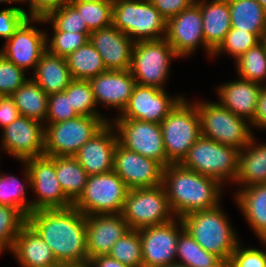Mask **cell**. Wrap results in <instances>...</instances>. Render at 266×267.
Returning a JSON list of instances; mask_svg holds the SVG:
<instances>
[{"label": "cell", "mask_w": 266, "mask_h": 267, "mask_svg": "<svg viewBox=\"0 0 266 267\" xmlns=\"http://www.w3.org/2000/svg\"><path fill=\"white\" fill-rule=\"evenodd\" d=\"M27 223L51 248L59 264L89 262L86 216L74 206L34 211Z\"/></svg>", "instance_id": "obj_1"}, {"label": "cell", "mask_w": 266, "mask_h": 267, "mask_svg": "<svg viewBox=\"0 0 266 267\" xmlns=\"http://www.w3.org/2000/svg\"><path fill=\"white\" fill-rule=\"evenodd\" d=\"M162 185L175 217L217 207L224 185L217 179L186 169L180 164L164 167Z\"/></svg>", "instance_id": "obj_2"}, {"label": "cell", "mask_w": 266, "mask_h": 267, "mask_svg": "<svg viewBox=\"0 0 266 267\" xmlns=\"http://www.w3.org/2000/svg\"><path fill=\"white\" fill-rule=\"evenodd\" d=\"M220 204L181 217L184 229L206 251L229 263L232 253L240 243L238 236Z\"/></svg>", "instance_id": "obj_3"}, {"label": "cell", "mask_w": 266, "mask_h": 267, "mask_svg": "<svg viewBox=\"0 0 266 267\" xmlns=\"http://www.w3.org/2000/svg\"><path fill=\"white\" fill-rule=\"evenodd\" d=\"M112 24L135 43L165 38L167 20L150 0H114Z\"/></svg>", "instance_id": "obj_4"}, {"label": "cell", "mask_w": 266, "mask_h": 267, "mask_svg": "<svg viewBox=\"0 0 266 267\" xmlns=\"http://www.w3.org/2000/svg\"><path fill=\"white\" fill-rule=\"evenodd\" d=\"M240 150L200 136L179 163L182 167L217 179L233 182L238 172Z\"/></svg>", "instance_id": "obj_5"}, {"label": "cell", "mask_w": 266, "mask_h": 267, "mask_svg": "<svg viewBox=\"0 0 266 267\" xmlns=\"http://www.w3.org/2000/svg\"><path fill=\"white\" fill-rule=\"evenodd\" d=\"M194 104L200 119L201 136L240 151L254 136L248 120L236 116L219 102L200 101Z\"/></svg>", "instance_id": "obj_6"}, {"label": "cell", "mask_w": 266, "mask_h": 267, "mask_svg": "<svg viewBox=\"0 0 266 267\" xmlns=\"http://www.w3.org/2000/svg\"><path fill=\"white\" fill-rule=\"evenodd\" d=\"M183 98L160 123L165 154L179 164L201 136L200 119L194 102Z\"/></svg>", "instance_id": "obj_7"}, {"label": "cell", "mask_w": 266, "mask_h": 267, "mask_svg": "<svg viewBox=\"0 0 266 267\" xmlns=\"http://www.w3.org/2000/svg\"><path fill=\"white\" fill-rule=\"evenodd\" d=\"M175 58L180 57L165 38L135 42L129 70L137 84L165 89Z\"/></svg>", "instance_id": "obj_8"}, {"label": "cell", "mask_w": 266, "mask_h": 267, "mask_svg": "<svg viewBox=\"0 0 266 267\" xmlns=\"http://www.w3.org/2000/svg\"><path fill=\"white\" fill-rule=\"evenodd\" d=\"M24 164L25 185L36 193L31 201V213L44 209H64L73 202L64 194L56 177L55 157L42 155L21 162Z\"/></svg>", "instance_id": "obj_9"}, {"label": "cell", "mask_w": 266, "mask_h": 267, "mask_svg": "<svg viewBox=\"0 0 266 267\" xmlns=\"http://www.w3.org/2000/svg\"><path fill=\"white\" fill-rule=\"evenodd\" d=\"M109 121L105 116H78L71 120L45 124L44 155L74 156Z\"/></svg>", "instance_id": "obj_10"}, {"label": "cell", "mask_w": 266, "mask_h": 267, "mask_svg": "<svg viewBox=\"0 0 266 267\" xmlns=\"http://www.w3.org/2000/svg\"><path fill=\"white\" fill-rule=\"evenodd\" d=\"M130 229L140 230L175 218L163 185L130 189L121 212Z\"/></svg>", "instance_id": "obj_11"}, {"label": "cell", "mask_w": 266, "mask_h": 267, "mask_svg": "<svg viewBox=\"0 0 266 267\" xmlns=\"http://www.w3.org/2000/svg\"><path fill=\"white\" fill-rule=\"evenodd\" d=\"M129 188L114 172L91 175L80 197L73 206L85 216L95 214H119Z\"/></svg>", "instance_id": "obj_12"}, {"label": "cell", "mask_w": 266, "mask_h": 267, "mask_svg": "<svg viewBox=\"0 0 266 267\" xmlns=\"http://www.w3.org/2000/svg\"><path fill=\"white\" fill-rule=\"evenodd\" d=\"M118 142L125 148L159 162L163 167L172 164L166 157L161 126L136 119H111Z\"/></svg>", "instance_id": "obj_13"}, {"label": "cell", "mask_w": 266, "mask_h": 267, "mask_svg": "<svg viewBox=\"0 0 266 267\" xmlns=\"http://www.w3.org/2000/svg\"><path fill=\"white\" fill-rule=\"evenodd\" d=\"M183 229L181 219L175 217L167 223L138 230L143 267H164L176 263L177 241Z\"/></svg>", "instance_id": "obj_14"}, {"label": "cell", "mask_w": 266, "mask_h": 267, "mask_svg": "<svg viewBox=\"0 0 266 267\" xmlns=\"http://www.w3.org/2000/svg\"><path fill=\"white\" fill-rule=\"evenodd\" d=\"M200 7L194 3L176 16L167 20L165 39L180 58L193 54L202 45L209 57L213 51L206 45L202 31Z\"/></svg>", "instance_id": "obj_15"}, {"label": "cell", "mask_w": 266, "mask_h": 267, "mask_svg": "<svg viewBox=\"0 0 266 267\" xmlns=\"http://www.w3.org/2000/svg\"><path fill=\"white\" fill-rule=\"evenodd\" d=\"M183 98L171 97L166 89L136 84L126 107L115 118L160 124Z\"/></svg>", "instance_id": "obj_16"}, {"label": "cell", "mask_w": 266, "mask_h": 267, "mask_svg": "<svg viewBox=\"0 0 266 267\" xmlns=\"http://www.w3.org/2000/svg\"><path fill=\"white\" fill-rule=\"evenodd\" d=\"M164 167L157 161L123 147L114 151L113 171L130 189L153 188L162 184Z\"/></svg>", "instance_id": "obj_17"}, {"label": "cell", "mask_w": 266, "mask_h": 267, "mask_svg": "<svg viewBox=\"0 0 266 267\" xmlns=\"http://www.w3.org/2000/svg\"><path fill=\"white\" fill-rule=\"evenodd\" d=\"M44 124L19 116L2 130L1 148L20 162L44 155Z\"/></svg>", "instance_id": "obj_18"}, {"label": "cell", "mask_w": 266, "mask_h": 267, "mask_svg": "<svg viewBox=\"0 0 266 267\" xmlns=\"http://www.w3.org/2000/svg\"><path fill=\"white\" fill-rule=\"evenodd\" d=\"M33 22L37 23V19L27 18L0 49L6 59L25 71L29 68L34 71L38 61L47 51V32L34 27Z\"/></svg>", "instance_id": "obj_19"}, {"label": "cell", "mask_w": 266, "mask_h": 267, "mask_svg": "<svg viewBox=\"0 0 266 267\" xmlns=\"http://www.w3.org/2000/svg\"><path fill=\"white\" fill-rule=\"evenodd\" d=\"M114 129L113 124L107 122L74 155L89 176L113 171L114 151L118 144Z\"/></svg>", "instance_id": "obj_20"}, {"label": "cell", "mask_w": 266, "mask_h": 267, "mask_svg": "<svg viewBox=\"0 0 266 267\" xmlns=\"http://www.w3.org/2000/svg\"><path fill=\"white\" fill-rule=\"evenodd\" d=\"M122 214H95L86 216L88 260L108 255L111 247L128 231Z\"/></svg>", "instance_id": "obj_21"}, {"label": "cell", "mask_w": 266, "mask_h": 267, "mask_svg": "<svg viewBox=\"0 0 266 267\" xmlns=\"http://www.w3.org/2000/svg\"><path fill=\"white\" fill-rule=\"evenodd\" d=\"M97 106L113 107L120 113L126 107L136 86L130 70H107L88 80Z\"/></svg>", "instance_id": "obj_22"}, {"label": "cell", "mask_w": 266, "mask_h": 267, "mask_svg": "<svg viewBox=\"0 0 266 267\" xmlns=\"http://www.w3.org/2000/svg\"><path fill=\"white\" fill-rule=\"evenodd\" d=\"M89 41L102 57L106 70H129L134 42L113 24L90 33Z\"/></svg>", "instance_id": "obj_23"}, {"label": "cell", "mask_w": 266, "mask_h": 267, "mask_svg": "<svg viewBox=\"0 0 266 267\" xmlns=\"http://www.w3.org/2000/svg\"><path fill=\"white\" fill-rule=\"evenodd\" d=\"M263 85L252 81L237 79L217 86L218 102L236 116L254 120L256 105Z\"/></svg>", "instance_id": "obj_24"}, {"label": "cell", "mask_w": 266, "mask_h": 267, "mask_svg": "<svg viewBox=\"0 0 266 267\" xmlns=\"http://www.w3.org/2000/svg\"><path fill=\"white\" fill-rule=\"evenodd\" d=\"M10 253L14 255L21 267L60 265L51 248L28 223L19 231Z\"/></svg>", "instance_id": "obj_25"}, {"label": "cell", "mask_w": 266, "mask_h": 267, "mask_svg": "<svg viewBox=\"0 0 266 267\" xmlns=\"http://www.w3.org/2000/svg\"><path fill=\"white\" fill-rule=\"evenodd\" d=\"M202 14V31L206 45L214 52L231 29L228 0H196Z\"/></svg>", "instance_id": "obj_26"}, {"label": "cell", "mask_w": 266, "mask_h": 267, "mask_svg": "<svg viewBox=\"0 0 266 267\" xmlns=\"http://www.w3.org/2000/svg\"><path fill=\"white\" fill-rule=\"evenodd\" d=\"M234 195L251 230L260 241H266V184L238 188Z\"/></svg>", "instance_id": "obj_27"}, {"label": "cell", "mask_w": 266, "mask_h": 267, "mask_svg": "<svg viewBox=\"0 0 266 267\" xmlns=\"http://www.w3.org/2000/svg\"><path fill=\"white\" fill-rule=\"evenodd\" d=\"M31 78L48 95L64 91L73 81L65 57L46 51L38 61Z\"/></svg>", "instance_id": "obj_28"}, {"label": "cell", "mask_w": 266, "mask_h": 267, "mask_svg": "<svg viewBox=\"0 0 266 267\" xmlns=\"http://www.w3.org/2000/svg\"><path fill=\"white\" fill-rule=\"evenodd\" d=\"M255 139L253 136L239 153L238 172L234 181L239 188L266 184V143L259 144Z\"/></svg>", "instance_id": "obj_29"}, {"label": "cell", "mask_w": 266, "mask_h": 267, "mask_svg": "<svg viewBox=\"0 0 266 267\" xmlns=\"http://www.w3.org/2000/svg\"><path fill=\"white\" fill-rule=\"evenodd\" d=\"M231 28L254 33L260 40L266 30V10L257 0H228Z\"/></svg>", "instance_id": "obj_30"}, {"label": "cell", "mask_w": 266, "mask_h": 267, "mask_svg": "<svg viewBox=\"0 0 266 267\" xmlns=\"http://www.w3.org/2000/svg\"><path fill=\"white\" fill-rule=\"evenodd\" d=\"M11 97L20 116L45 123L48 113V94L31 77Z\"/></svg>", "instance_id": "obj_31"}, {"label": "cell", "mask_w": 266, "mask_h": 267, "mask_svg": "<svg viewBox=\"0 0 266 267\" xmlns=\"http://www.w3.org/2000/svg\"><path fill=\"white\" fill-rule=\"evenodd\" d=\"M55 170L64 194L74 203L83 193L89 175L74 156H55Z\"/></svg>", "instance_id": "obj_32"}, {"label": "cell", "mask_w": 266, "mask_h": 267, "mask_svg": "<svg viewBox=\"0 0 266 267\" xmlns=\"http://www.w3.org/2000/svg\"><path fill=\"white\" fill-rule=\"evenodd\" d=\"M176 263L187 267H226L220 257L203 249L185 229L177 241Z\"/></svg>", "instance_id": "obj_33"}, {"label": "cell", "mask_w": 266, "mask_h": 267, "mask_svg": "<svg viewBox=\"0 0 266 267\" xmlns=\"http://www.w3.org/2000/svg\"><path fill=\"white\" fill-rule=\"evenodd\" d=\"M65 58L73 80H89L107 71L101 55L90 41Z\"/></svg>", "instance_id": "obj_34"}, {"label": "cell", "mask_w": 266, "mask_h": 267, "mask_svg": "<svg viewBox=\"0 0 266 267\" xmlns=\"http://www.w3.org/2000/svg\"><path fill=\"white\" fill-rule=\"evenodd\" d=\"M235 64L241 79L266 86V48L261 42L243 53Z\"/></svg>", "instance_id": "obj_35"}, {"label": "cell", "mask_w": 266, "mask_h": 267, "mask_svg": "<svg viewBox=\"0 0 266 267\" xmlns=\"http://www.w3.org/2000/svg\"><path fill=\"white\" fill-rule=\"evenodd\" d=\"M92 32L112 25L113 2L69 1Z\"/></svg>", "instance_id": "obj_36"}, {"label": "cell", "mask_w": 266, "mask_h": 267, "mask_svg": "<svg viewBox=\"0 0 266 267\" xmlns=\"http://www.w3.org/2000/svg\"><path fill=\"white\" fill-rule=\"evenodd\" d=\"M108 256L128 267H143L139 231L130 229L111 247Z\"/></svg>", "instance_id": "obj_37"}, {"label": "cell", "mask_w": 266, "mask_h": 267, "mask_svg": "<svg viewBox=\"0 0 266 267\" xmlns=\"http://www.w3.org/2000/svg\"><path fill=\"white\" fill-rule=\"evenodd\" d=\"M27 188L19 178L0 173V204L20 210L26 217L31 214V201L25 195Z\"/></svg>", "instance_id": "obj_38"}, {"label": "cell", "mask_w": 266, "mask_h": 267, "mask_svg": "<svg viewBox=\"0 0 266 267\" xmlns=\"http://www.w3.org/2000/svg\"><path fill=\"white\" fill-rule=\"evenodd\" d=\"M27 217L18 209L0 204V253L11 251Z\"/></svg>", "instance_id": "obj_39"}, {"label": "cell", "mask_w": 266, "mask_h": 267, "mask_svg": "<svg viewBox=\"0 0 266 267\" xmlns=\"http://www.w3.org/2000/svg\"><path fill=\"white\" fill-rule=\"evenodd\" d=\"M79 116H105L96 110V101L88 80H73L64 90Z\"/></svg>", "instance_id": "obj_40"}, {"label": "cell", "mask_w": 266, "mask_h": 267, "mask_svg": "<svg viewBox=\"0 0 266 267\" xmlns=\"http://www.w3.org/2000/svg\"><path fill=\"white\" fill-rule=\"evenodd\" d=\"M37 22L51 23L53 31L91 33L79 12L70 3L51 12L44 19H37Z\"/></svg>", "instance_id": "obj_41"}, {"label": "cell", "mask_w": 266, "mask_h": 267, "mask_svg": "<svg viewBox=\"0 0 266 267\" xmlns=\"http://www.w3.org/2000/svg\"><path fill=\"white\" fill-rule=\"evenodd\" d=\"M260 43V39L254 34L237 28H231L224 41L213 52L212 57L219 56L227 52L233 56L234 60L238 59L248 49L255 47ZM219 54V55H218Z\"/></svg>", "instance_id": "obj_42"}, {"label": "cell", "mask_w": 266, "mask_h": 267, "mask_svg": "<svg viewBox=\"0 0 266 267\" xmlns=\"http://www.w3.org/2000/svg\"><path fill=\"white\" fill-rule=\"evenodd\" d=\"M90 39V33L53 31L52 37L46 34L47 51L53 55L67 57Z\"/></svg>", "instance_id": "obj_43"}, {"label": "cell", "mask_w": 266, "mask_h": 267, "mask_svg": "<svg viewBox=\"0 0 266 267\" xmlns=\"http://www.w3.org/2000/svg\"><path fill=\"white\" fill-rule=\"evenodd\" d=\"M28 79L25 70L17 67L0 53V96H11Z\"/></svg>", "instance_id": "obj_44"}, {"label": "cell", "mask_w": 266, "mask_h": 267, "mask_svg": "<svg viewBox=\"0 0 266 267\" xmlns=\"http://www.w3.org/2000/svg\"><path fill=\"white\" fill-rule=\"evenodd\" d=\"M78 116L71 105L70 96H67L65 91L48 95V113L45 124L71 120Z\"/></svg>", "instance_id": "obj_45"}, {"label": "cell", "mask_w": 266, "mask_h": 267, "mask_svg": "<svg viewBox=\"0 0 266 267\" xmlns=\"http://www.w3.org/2000/svg\"><path fill=\"white\" fill-rule=\"evenodd\" d=\"M266 246V241H261ZM226 267H266V251L257 248H242L239 243Z\"/></svg>", "instance_id": "obj_46"}, {"label": "cell", "mask_w": 266, "mask_h": 267, "mask_svg": "<svg viewBox=\"0 0 266 267\" xmlns=\"http://www.w3.org/2000/svg\"><path fill=\"white\" fill-rule=\"evenodd\" d=\"M23 7H8L0 11V38L8 40L28 18Z\"/></svg>", "instance_id": "obj_47"}, {"label": "cell", "mask_w": 266, "mask_h": 267, "mask_svg": "<svg viewBox=\"0 0 266 267\" xmlns=\"http://www.w3.org/2000/svg\"><path fill=\"white\" fill-rule=\"evenodd\" d=\"M29 3V13H26L28 18L44 19L51 12L59 9L70 0H25Z\"/></svg>", "instance_id": "obj_48"}, {"label": "cell", "mask_w": 266, "mask_h": 267, "mask_svg": "<svg viewBox=\"0 0 266 267\" xmlns=\"http://www.w3.org/2000/svg\"><path fill=\"white\" fill-rule=\"evenodd\" d=\"M159 13L166 19L176 16L192 6L196 0H150Z\"/></svg>", "instance_id": "obj_49"}, {"label": "cell", "mask_w": 266, "mask_h": 267, "mask_svg": "<svg viewBox=\"0 0 266 267\" xmlns=\"http://www.w3.org/2000/svg\"><path fill=\"white\" fill-rule=\"evenodd\" d=\"M20 116L11 96H0V127L3 129Z\"/></svg>", "instance_id": "obj_50"}, {"label": "cell", "mask_w": 266, "mask_h": 267, "mask_svg": "<svg viewBox=\"0 0 266 267\" xmlns=\"http://www.w3.org/2000/svg\"><path fill=\"white\" fill-rule=\"evenodd\" d=\"M251 127L266 130V86H262L260 90Z\"/></svg>", "instance_id": "obj_51"}, {"label": "cell", "mask_w": 266, "mask_h": 267, "mask_svg": "<svg viewBox=\"0 0 266 267\" xmlns=\"http://www.w3.org/2000/svg\"><path fill=\"white\" fill-rule=\"evenodd\" d=\"M91 267H128L125 264L109 257L108 255H99L89 261Z\"/></svg>", "instance_id": "obj_52"}, {"label": "cell", "mask_w": 266, "mask_h": 267, "mask_svg": "<svg viewBox=\"0 0 266 267\" xmlns=\"http://www.w3.org/2000/svg\"><path fill=\"white\" fill-rule=\"evenodd\" d=\"M59 267H91L89 262L60 264Z\"/></svg>", "instance_id": "obj_53"}, {"label": "cell", "mask_w": 266, "mask_h": 267, "mask_svg": "<svg viewBox=\"0 0 266 267\" xmlns=\"http://www.w3.org/2000/svg\"><path fill=\"white\" fill-rule=\"evenodd\" d=\"M17 3V2H19V3H24L25 2V0H0V3Z\"/></svg>", "instance_id": "obj_54"}, {"label": "cell", "mask_w": 266, "mask_h": 267, "mask_svg": "<svg viewBox=\"0 0 266 267\" xmlns=\"http://www.w3.org/2000/svg\"><path fill=\"white\" fill-rule=\"evenodd\" d=\"M70 1H84V2H89V1H93V2H113L114 0H70Z\"/></svg>", "instance_id": "obj_55"}, {"label": "cell", "mask_w": 266, "mask_h": 267, "mask_svg": "<svg viewBox=\"0 0 266 267\" xmlns=\"http://www.w3.org/2000/svg\"><path fill=\"white\" fill-rule=\"evenodd\" d=\"M260 42L264 45V47L266 48V30L264 31Z\"/></svg>", "instance_id": "obj_56"}, {"label": "cell", "mask_w": 266, "mask_h": 267, "mask_svg": "<svg viewBox=\"0 0 266 267\" xmlns=\"http://www.w3.org/2000/svg\"><path fill=\"white\" fill-rule=\"evenodd\" d=\"M164 267H187V266L179 264V263H173L172 265H167V266H164Z\"/></svg>", "instance_id": "obj_57"}, {"label": "cell", "mask_w": 266, "mask_h": 267, "mask_svg": "<svg viewBox=\"0 0 266 267\" xmlns=\"http://www.w3.org/2000/svg\"><path fill=\"white\" fill-rule=\"evenodd\" d=\"M261 6L266 10V0H257Z\"/></svg>", "instance_id": "obj_58"}]
</instances>
